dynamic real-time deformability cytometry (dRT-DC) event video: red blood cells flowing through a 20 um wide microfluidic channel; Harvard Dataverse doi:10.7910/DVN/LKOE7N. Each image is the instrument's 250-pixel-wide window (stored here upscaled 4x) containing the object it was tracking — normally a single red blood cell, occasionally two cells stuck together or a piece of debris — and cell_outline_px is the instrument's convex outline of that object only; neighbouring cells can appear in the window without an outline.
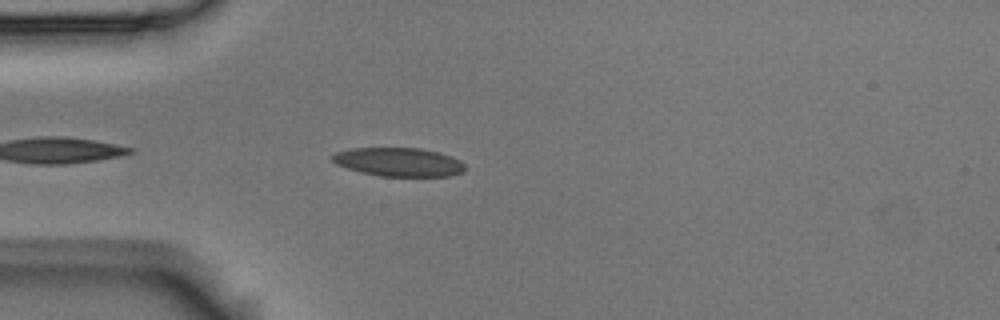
{"species": "Egyptian fruit bat (a non-hibernating species)", "species_latin": "Rousettus aegyptiacus", "temperature_condition": "room temperature", "stored_images_in_passage": 4, "camera_frame_rate_fps": 3000, "um_per_image_px": 0.085, "animal": {"sex": "male"}, "frame": {"image": 1, "passage_image": 3, "time_ms": 0.667, "image_size_px": [1000, 320], "cell_outline_px": [[464, 172], [452, 176], [380, 176], [360, 172], [336, 164], [332, 160], [332, 156], [336, 152], [352, 148], [420, 148], [440, 152], [452, 156], [460, 160], [464, 164]], "centroid_in_image_um": [33.93, 13.77], "position_along_channel_um": 51.1, "area_um2": 22.25}}